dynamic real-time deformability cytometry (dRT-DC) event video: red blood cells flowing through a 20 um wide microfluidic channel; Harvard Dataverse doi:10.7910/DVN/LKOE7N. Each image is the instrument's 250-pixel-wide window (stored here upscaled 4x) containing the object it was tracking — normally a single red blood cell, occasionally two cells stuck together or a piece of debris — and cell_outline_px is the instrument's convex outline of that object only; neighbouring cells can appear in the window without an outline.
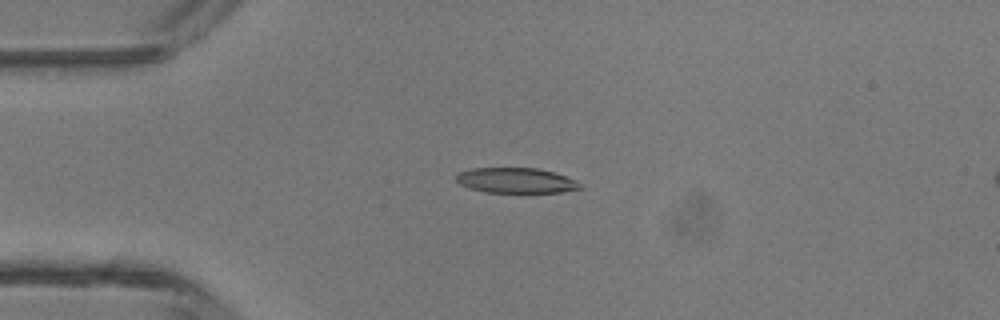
{"species": "common noctule bat (a hibernating species)", "species_latin": "Nyctalus noctula", "temperature_condition": "room temperature", "stored_images_in_passage": 6, "camera_frame_rate_fps": 3000, "um_per_image_px": 0.085, "animal": {"sex": "male", "body_mass_g": 13.3}, "frame": {"image": 1, "passage_image": 4, "time_ms": 1.0, "image_size_px": [1000, 320], "cell_outline_px": [[584, 188], [560, 192], [484, 192], [468, 188], [460, 184], [456, 180], [456, 172], [472, 168], [540, 168], [576, 180]], "centroid_in_image_um": [43.82, 15.33], "position_along_channel_um": 41.2, "area_um2": 18.26}}
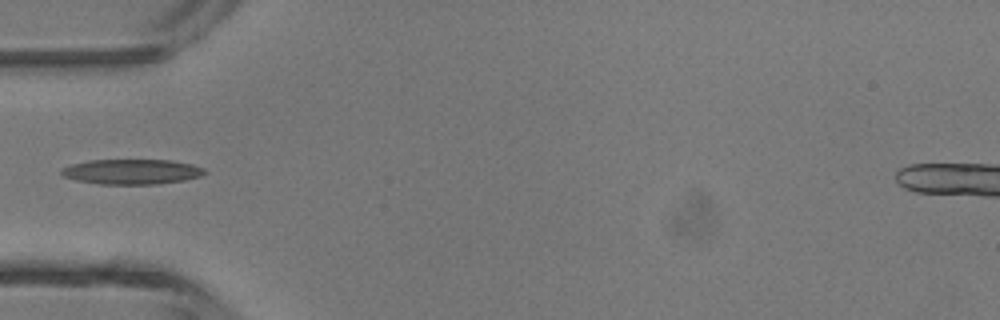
{"frame": {"image": 2, "passage_image": 5, "time_ms": 1.333, "image_size_px": [1000, 320], "cell_outline_px": [[208, 172], [200, 176], [184, 180], [156, 184], [100, 184], [76, 180], [64, 176], [60, 172], [60, 168], [72, 164], [88, 160], [172, 160], [192, 164], [204, 168]], "centroid_in_image_um": [11.2, 14.59], "position_along_channel_um": 73.8, "area_um2": 20.98}}
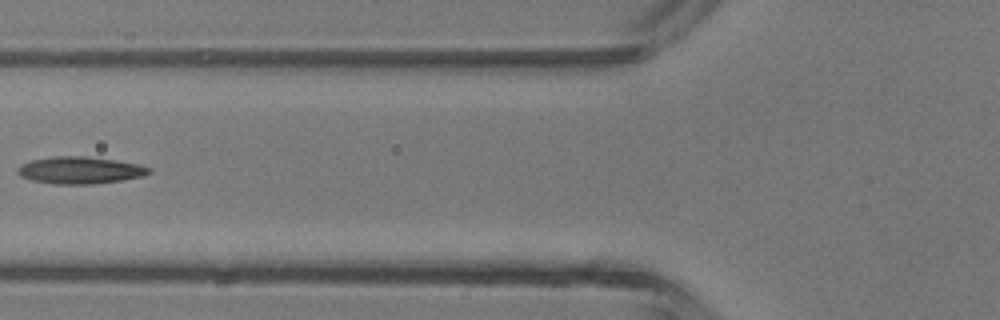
{"frame": {"image": 3, "passage_image": 6, "time_ms": 1.667, "image_size_px": [1000, 320], "cell_outline_px": [[152, 172], [144, 176], [120, 180], [92, 184], [52, 184], [32, 180], [20, 176], [16, 172], [16, 168], [20, 164], [32, 160], [52, 156], [84, 156], [116, 160], [140, 164], [152, 168]], "centroid_in_image_um": [6.79, 14.46], "position_along_channel_um": 119.0, "area_um2": 20.92}}